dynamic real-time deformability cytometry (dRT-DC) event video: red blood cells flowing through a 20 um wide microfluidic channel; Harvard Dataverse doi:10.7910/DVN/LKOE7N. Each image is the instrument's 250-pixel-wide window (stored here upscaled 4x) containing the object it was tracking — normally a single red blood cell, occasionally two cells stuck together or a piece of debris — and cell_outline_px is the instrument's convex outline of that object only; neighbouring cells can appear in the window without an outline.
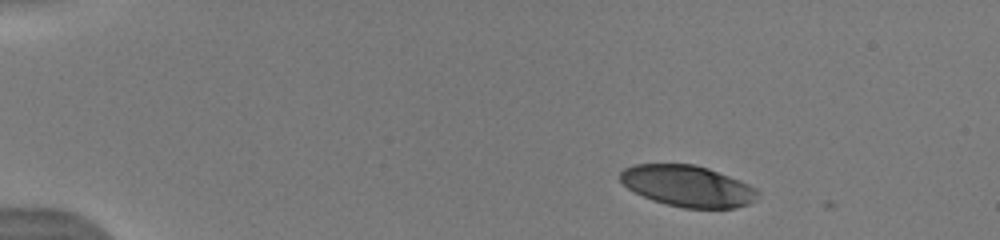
{"species": "human", "species_latin": "Homo sapiens", "temperature_condition": "warm", "stored_images_in_passage": 12, "camera_frame_rate_fps": 3000, "um_per_image_px": 0.085, "donor": {"sex": "male"}, "frame": {"image": 1, "passage_image": 1, "time_ms": 0.0, "image_size_px": [1000, 240], "cell_outline_px": [[760, 192], [756, 200], [748, 204], [736, 208], [684, 208], [652, 200], [628, 188], [620, 180], [620, 172], [624, 168], [636, 164], [696, 164], [708, 168], [740, 180], [756, 188]], "centroid_in_image_um": [58.48, 15.81], "position_along_channel_um": 26.5, "area_um2": 33.0}}
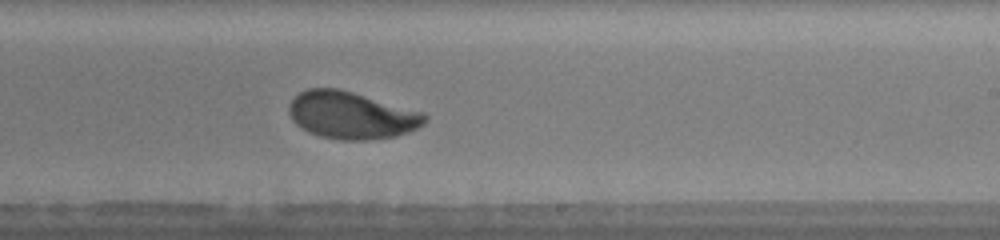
{"frame": {"image": 2, "passage_image": 12, "time_ms": 8.333, "image_size_px": [1000, 240], "cell_outline_px": [[428, 120], [424, 124], [408, 132], [396, 136], [368, 140], [340, 140], [320, 136], [308, 132], [296, 124], [292, 120], [288, 112], [288, 108], [292, 100], [300, 92], [308, 88], [340, 88], [424, 112], [428, 116]], "centroid_in_image_um": [29.89, 9.79], "position_along_channel_um": 259.1, "area_um2": 37.63}}